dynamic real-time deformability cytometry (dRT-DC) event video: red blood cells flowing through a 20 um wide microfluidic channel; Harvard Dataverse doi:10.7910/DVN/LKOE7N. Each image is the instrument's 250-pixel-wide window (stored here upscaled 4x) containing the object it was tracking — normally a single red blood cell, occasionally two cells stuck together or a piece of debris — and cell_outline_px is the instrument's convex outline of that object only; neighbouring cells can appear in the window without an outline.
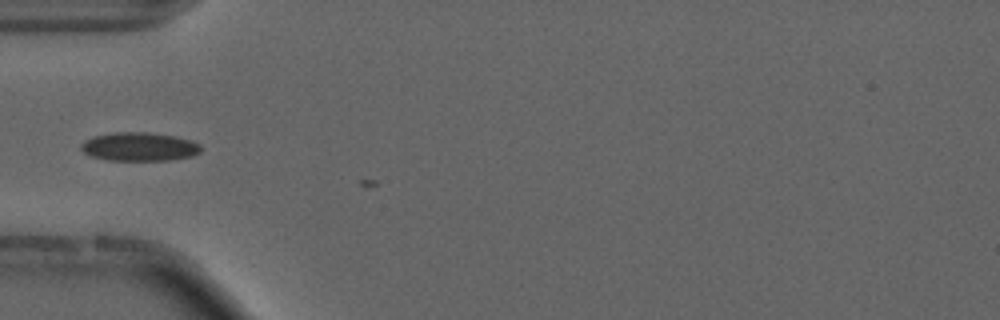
{"species": "common noctule bat (a hibernating species)", "species_latin": "Nyctalus noctula", "temperature_condition": "cold", "stored_images_in_passage": 2, "camera_frame_rate_fps": 3000, "um_per_image_px": 0.085, "animal": {"sex": "male", "forearm_length_mm": 52.5}, "frame": {"image": 1, "passage_image": 1, "time_ms": 0.0, "image_size_px": [1000, 320], "cell_outline_px": [[200, 152], [192, 156], [168, 160], [108, 160], [88, 156], [80, 148], [80, 144], [84, 140], [92, 136], [116, 132], [148, 132], [172, 136], [192, 140], [200, 144]], "centroid_in_image_um": [11.79, 12.47], "position_along_channel_um": 73.2, "area_um2": 20.06}}